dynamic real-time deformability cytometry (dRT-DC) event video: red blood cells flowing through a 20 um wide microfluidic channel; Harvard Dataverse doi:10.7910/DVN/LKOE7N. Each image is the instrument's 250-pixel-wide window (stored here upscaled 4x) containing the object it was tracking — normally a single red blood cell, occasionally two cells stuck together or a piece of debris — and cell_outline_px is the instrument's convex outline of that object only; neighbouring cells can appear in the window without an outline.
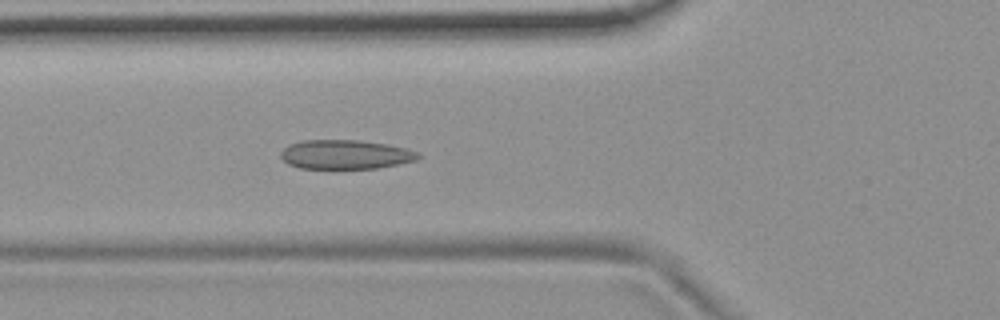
{"species": "common noctule bat (a hibernating species)", "species_latin": "Nyctalus noctula", "temperature_condition": "room temperature", "stored_images_in_passage": 54, "camera_frame_rate_fps": 3000, "um_per_image_px": 0.085, "animal": {"sex": "female", "body_mass_g": 19.9}, "frame": {"image": 1, "passage_image": 20, "time_ms": 6.333, "image_size_px": [1000, 320], "cell_outline_px": [[420, 156], [416, 160], [400, 164], [376, 168], [300, 168], [288, 164], [280, 156], [280, 152], [288, 144], [300, 140], [360, 140], [388, 144], [404, 148], [416, 152]], "centroid_in_image_um": [29.32, 13.12], "position_along_channel_um": 96.5, "area_um2": 23.35}}
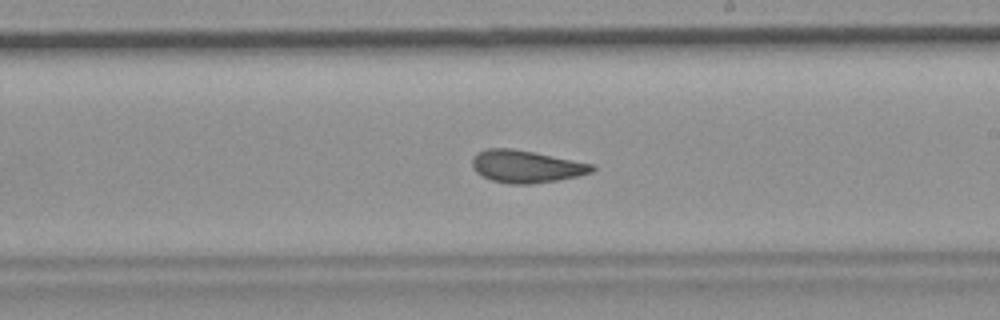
{"frame": {"image": 2, "passage_image": 32, "time_ms": 10.333, "image_size_px": [1000, 320], "cell_outline_px": [[596, 168], [592, 172], [576, 176], [556, 180], [532, 184], [508, 184], [492, 180], [476, 172], [472, 168], [472, 160], [476, 152], [488, 148], [512, 148], [596, 164]], "centroid_in_image_um": [44.72, 14.14], "position_along_channel_um": 244.3, "area_um2": 22.66}}
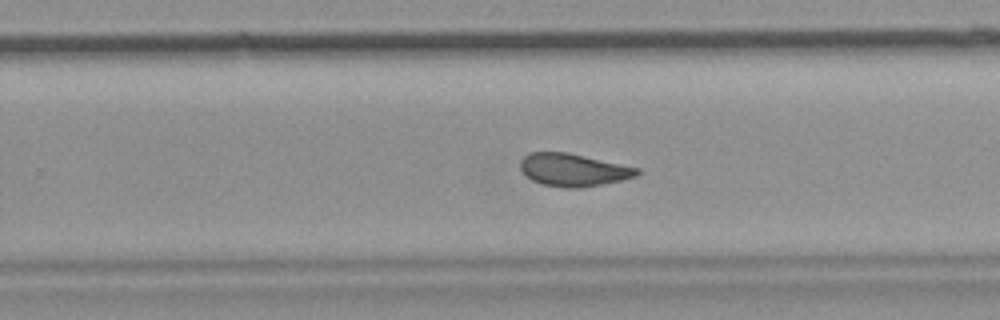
{"frame": {"image": 3, "passage_image": 35, "time_ms": 11.333, "image_size_px": [1000, 320], "cell_outline_px": [[640, 172], [636, 176], [620, 180], [580, 188], [564, 188], [540, 184], [532, 180], [520, 168], [520, 160], [528, 152], [568, 152], [640, 168]], "centroid_in_image_um": [48.71, 14.43], "position_along_channel_um": 281.1, "area_um2": 22.2}, "authors_computed_cell_mechanics": {"area_um2": 23.1778, "velocity_mm_per_s": 3.6997, "shape_relaxation_time_tau1_ms": null, "shape_relaxation_time_tau2_ms": 1.6191, "deformation_change_tau1": null, "deformation_change_tau2": 0.0701}}